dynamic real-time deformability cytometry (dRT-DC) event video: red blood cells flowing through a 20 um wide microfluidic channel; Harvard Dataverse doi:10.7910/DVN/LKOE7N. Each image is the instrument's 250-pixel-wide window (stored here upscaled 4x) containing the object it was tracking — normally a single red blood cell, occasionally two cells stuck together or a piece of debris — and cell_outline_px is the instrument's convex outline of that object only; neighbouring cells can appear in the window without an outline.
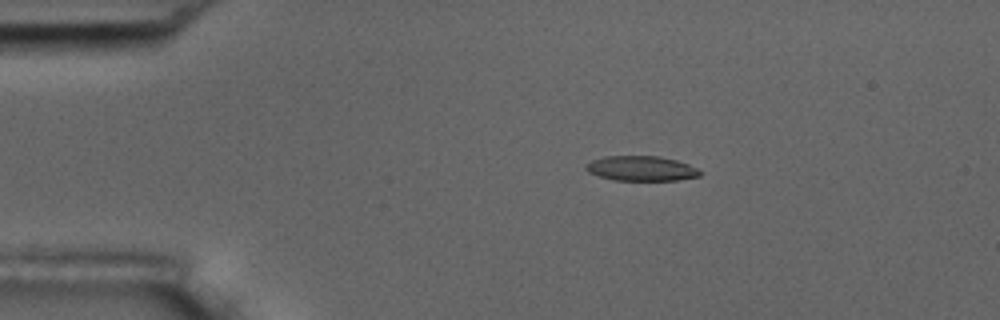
{"species": "common noctule bat (a hibernating species)", "species_latin": "Nyctalus noctula", "temperature_condition": "room temperature", "stored_images_in_passage": 4, "camera_frame_rate_fps": 3000, "um_per_image_px": 0.085, "animal": {"sex": "male", "body_mass_g": 17.5, "forearm_length_mm": 52.3}, "frame": {"image": 1, "passage_image": 1, "time_ms": 0.0, "image_size_px": [1000, 320], "cell_outline_px": [[700, 176], [676, 180], [612, 180], [588, 172], [584, 168], [584, 164], [592, 160], [604, 156], [660, 156], [676, 160], [688, 164], [696, 168], [700, 172]], "centroid_in_image_um": [54.46, 14.31], "position_along_channel_um": 30.5, "area_um2": 16.53}}
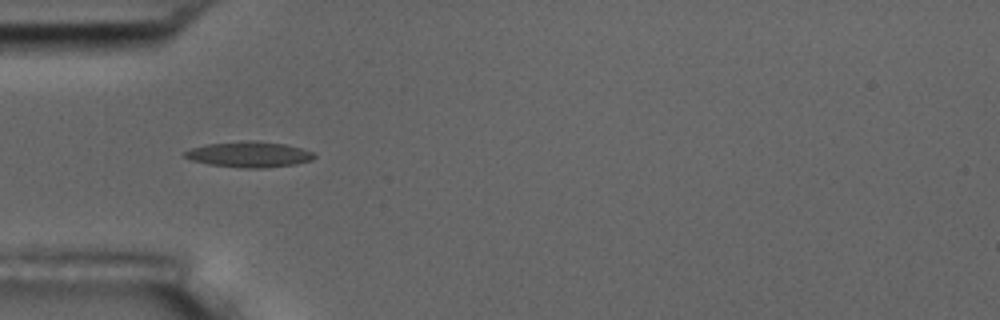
{"frame": {"image": 2, "passage_image": 3, "time_ms": 0.667, "image_size_px": [1000, 320], "cell_outline_px": [[316, 156], [312, 160], [296, 164], [268, 168], [244, 168], [208, 164], [192, 160], [184, 156], [184, 152], [192, 148], [204, 144], [248, 140], [252, 140], [284, 144], [300, 148], [312, 152]], "centroid_in_image_um": [21.18, 13.13], "position_along_channel_um": 63.8, "area_um2": 19.36}}